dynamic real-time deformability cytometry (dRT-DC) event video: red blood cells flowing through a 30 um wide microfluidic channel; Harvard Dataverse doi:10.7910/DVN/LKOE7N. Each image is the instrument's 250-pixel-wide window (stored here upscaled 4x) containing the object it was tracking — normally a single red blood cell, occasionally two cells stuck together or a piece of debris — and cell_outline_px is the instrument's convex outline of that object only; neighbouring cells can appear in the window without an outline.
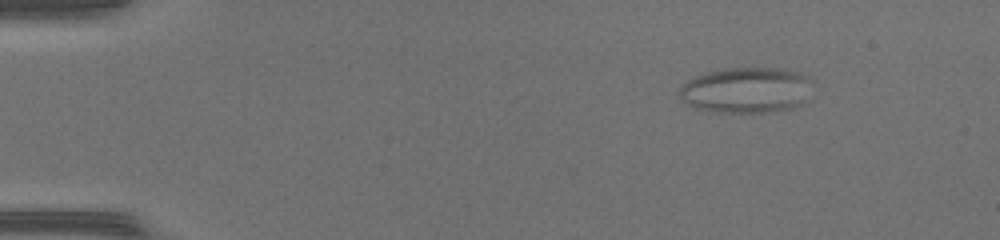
{"species": "common noctule bat (a hibernating species)", "species_latin": "Nyctalus noctula", "temperature_condition": "warm", "stored_images_in_passage": 49, "camera_frame_rate_fps": 3000, "um_per_image_px": 0.085, "animal": {"sex": "female", "body_mass_g": 17.0, "forearm_length_mm": 48.0}, "frame": {"image": 1, "passage_image": 7, "time_ms": 2.0, "image_size_px": [1000, 240], "cell_outline_px": [[816, 96], [792, 108], [768, 112], [716, 112], [696, 108], [688, 104], [676, 96], [676, 92], [688, 80], [704, 72], [724, 68], [784, 68], [800, 72], [812, 76], [816, 80]], "centroid_in_image_um": [63.59, 7.64], "position_along_channel_um": 21.4, "area_um2": 36.93}}
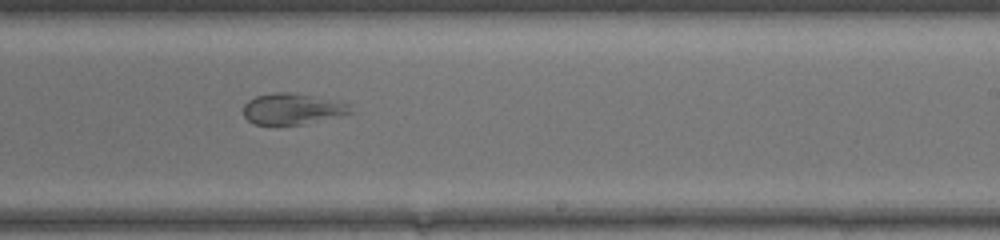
{"frame": {"image": 2, "passage_image": 31, "time_ms": 10.0, "image_size_px": [1000, 240], "cell_outline_px": [[356, 112], [340, 116], [300, 124], [256, 124], [248, 120], [244, 116], [244, 104], [248, 100], [256, 96], [276, 92], [288, 92], [312, 96], [348, 104]], "centroid_in_image_um": [24.84, 9.25], "position_along_channel_um": 264.2, "area_um2": 19.02}}
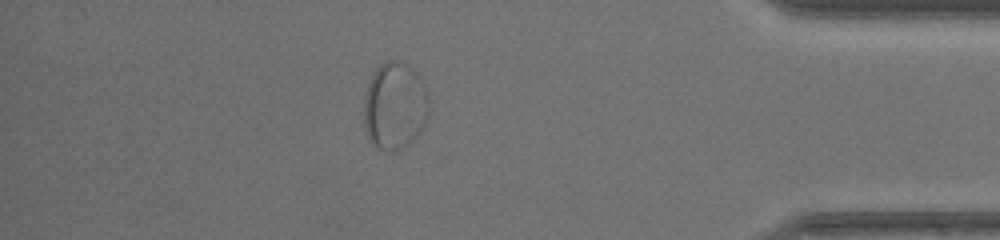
{"frame": {"image": 3, "passage_image": 43, "time_ms": 14.0, "image_size_px": [1000, 240], "cell_outline_px": [[428, 116], [420, 132], [404, 148], [392, 152], [384, 152], [376, 148], [372, 144], [364, 128], [364, 92], [376, 68], [384, 60], [400, 60], [408, 64], [420, 76], [428, 92]], "centroid_in_image_um": [33.55, 9.0], "position_along_channel_um": 401.7, "area_um2": 33.81}}